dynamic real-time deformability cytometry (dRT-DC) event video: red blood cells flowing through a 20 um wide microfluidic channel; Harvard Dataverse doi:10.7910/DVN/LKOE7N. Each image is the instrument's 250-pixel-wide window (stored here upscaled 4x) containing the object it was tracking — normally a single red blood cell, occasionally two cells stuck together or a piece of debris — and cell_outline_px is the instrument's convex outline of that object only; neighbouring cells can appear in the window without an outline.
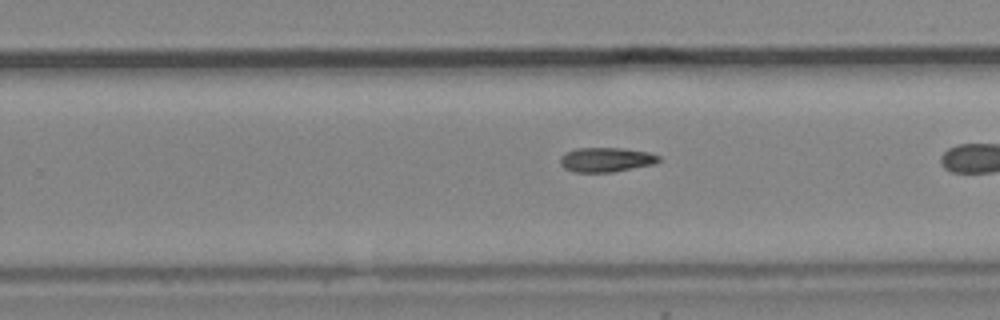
{"species": "common noctule bat (a hibernating species)", "species_latin": "Nyctalus noctula", "temperature_condition": "cold", "stored_images_in_passage": 29, "camera_frame_rate_fps": 3000, "um_per_image_px": 0.085, "animal": {"sex": "male", "body_mass_g": 19.2, "forearm_length_mm": 51.8}, "frame": {"image": 1, "passage_image": 21, "time_ms": 6.667, "image_size_px": [1000, 320], "cell_outline_px": [[660, 160], [656, 164], [612, 172], [572, 172], [564, 168], [560, 164], [560, 156], [576, 148], [620, 148], [648, 152], [660, 156]], "centroid_in_image_um": [51.52, 13.58], "position_along_channel_um": 278.3, "area_um2": 14.1}}